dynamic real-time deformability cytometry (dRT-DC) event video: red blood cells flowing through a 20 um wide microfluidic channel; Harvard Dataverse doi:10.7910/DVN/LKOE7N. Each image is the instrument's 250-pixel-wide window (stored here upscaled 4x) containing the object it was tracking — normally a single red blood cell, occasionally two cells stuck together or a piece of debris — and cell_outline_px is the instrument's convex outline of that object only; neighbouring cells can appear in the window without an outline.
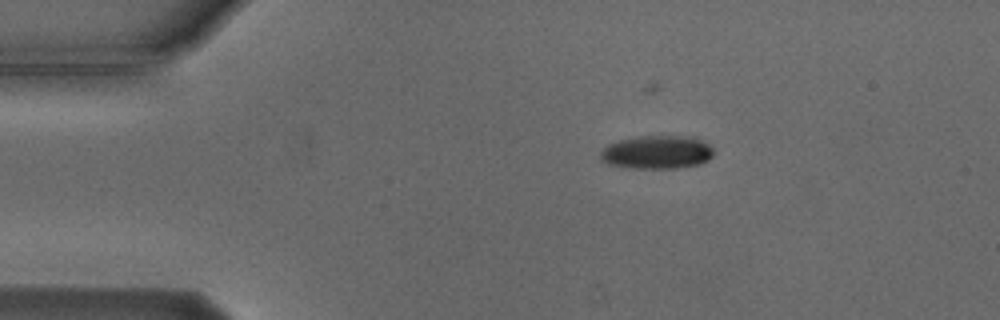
{"species": "Egyptian fruit bat (a non-hibernating species)", "species_latin": "Rousettus aegyptiacus", "temperature_condition": "cold", "stored_images_in_passage": 2, "camera_frame_rate_fps": 3000, "um_per_image_px": 0.085, "animal": {"sex": "male"}, "frame": {"image": 1, "passage_image": 1, "time_ms": 0.0, "image_size_px": [1000, 320], "cell_outline_px": [[712, 156], [708, 160], [700, 164], [676, 168], [632, 168], [608, 164], [600, 160], [600, 152], [608, 144], [620, 140], [640, 136], [692, 136], [708, 144], [712, 148]], "centroid_in_image_um": [55.83, 12.94], "position_along_channel_um": 29.2, "area_um2": 21.96}}